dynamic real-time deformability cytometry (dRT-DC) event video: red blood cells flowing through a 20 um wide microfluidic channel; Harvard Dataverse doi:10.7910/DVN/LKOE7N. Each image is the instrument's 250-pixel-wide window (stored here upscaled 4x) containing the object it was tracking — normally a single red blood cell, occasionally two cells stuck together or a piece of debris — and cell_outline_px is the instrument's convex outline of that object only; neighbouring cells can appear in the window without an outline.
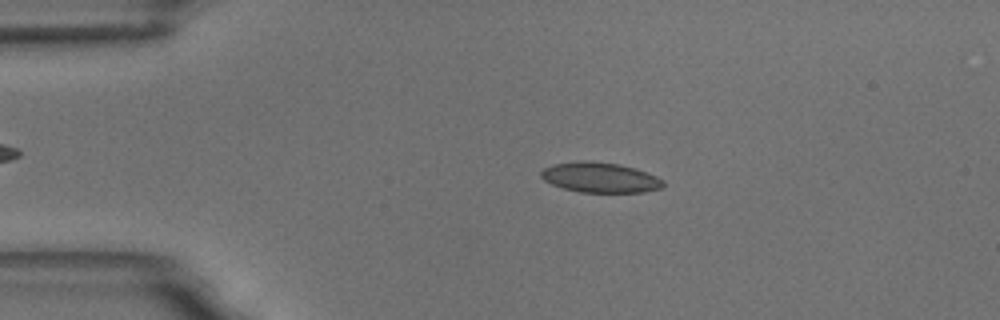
{"species": "common noctule bat (a hibernating species)", "species_latin": "Nyctalus noctula", "temperature_condition": "room temperature", "stored_images_in_passage": 57, "camera_frame_rate_fps": 3000, "um_per_image_px": 0.085, "animal": {"sex": "male", "body_mass_g": 18.8}, "frame": {"image": 1, "passage_image": 11, "time_ms": 3.333, "image_size_px": [1000, 320], "cell_outline_px": [[664, 188], [644, 192], [580, 192], [564, 188], [552, 184], [544, 180], [540, 176], [540, 172], [544, 168], [552, 164], [580, 160], [584, 160], [616, 164], [636, 168], [656, 176], [664, 180]], "centroid_in_image_um": [51.02, 15.08], "position_along_channel_um": 34.0, "area_um2": 21.5}}
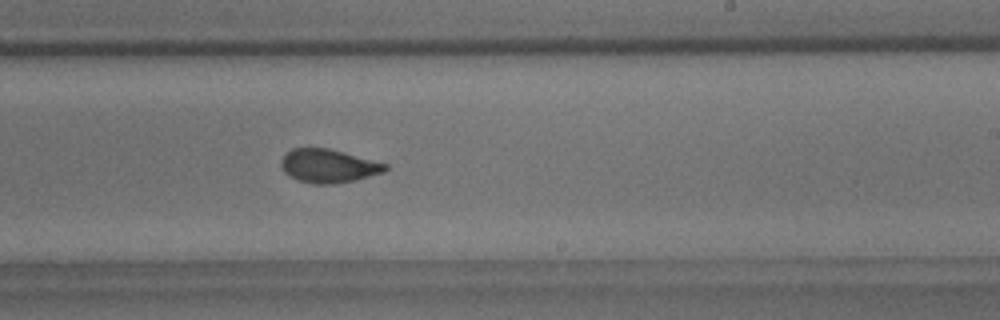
{"frame": {"image": 2, "passage_image": 34, "time_ms": 11.0, "image_size_px": [1000, 320], "cell_outline_px": [[388, 168], [384, 172], [356, 180], [332, 184], [312, 184], [300, 180], [284, 172], [280, 164], [280, 160], [292, 148], [328, 148], [344, 152], [388, 164]], "centroid_in_image_um": [27.93, 14.1], "position_along_channel_um": 261.1, "area_um2": 20.23}}
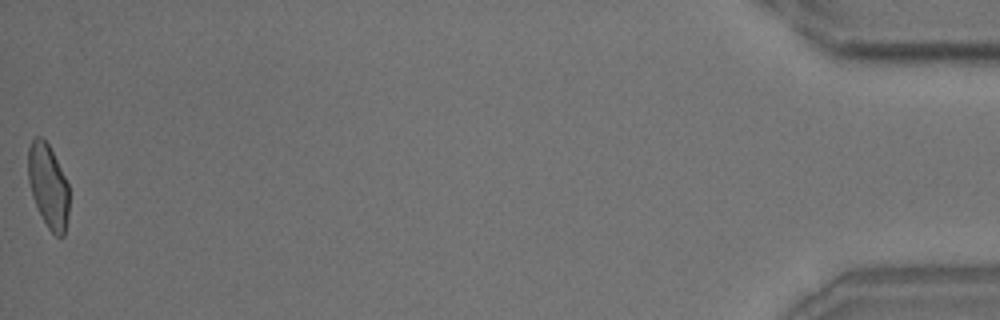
{"frame": {"image": 3, "passage_image": 57, "time_ms": 18.667, "image_size_px": [1000, 320], "cell_outline_px": [[68, 216], [64, 236], [56, 236], [48, 228], [32, 196], [28, 180], [28, 148], [32, 140], [36, 136], [40, 136], [48, 144], [68, 184]], "centroid_in_image_um": [4.09, 15.81], "position_along_channel_um": 431.1, "area_um2": 19.65}, "authors_computed_cell_mechanics": {"area_um2": 20.808, "velocity_mm_per_s": 3.4921, "shape_relaxation_time_tau1_ms": 6.0423, "shape_relaxation_time_tau2_ms": 1.2573, "deformation_change_tau1": 0.1581, "deformation_change_tau2": 0.0492}}